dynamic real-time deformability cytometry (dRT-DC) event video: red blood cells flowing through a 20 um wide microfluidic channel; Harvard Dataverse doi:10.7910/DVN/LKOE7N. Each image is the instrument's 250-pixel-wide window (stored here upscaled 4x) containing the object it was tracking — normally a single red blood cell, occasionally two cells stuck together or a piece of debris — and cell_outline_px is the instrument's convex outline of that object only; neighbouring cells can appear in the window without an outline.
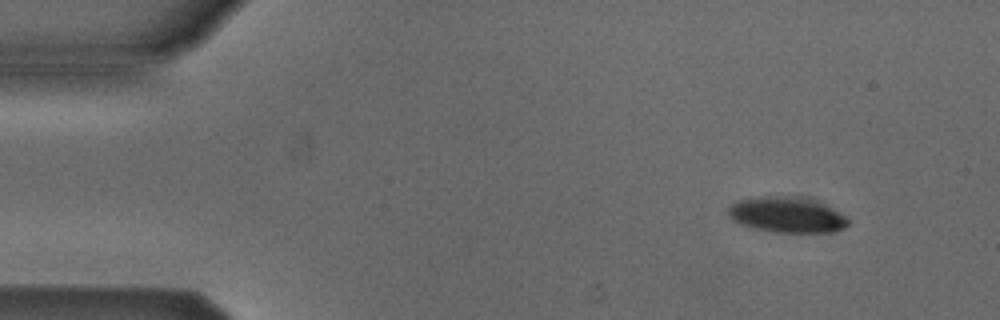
{"species": "Egyptian fruit bat (a non-hibernating species)", "species_latin": "Rousettus aegyptiacus", "temperature_condition": "cold", "stored_images_in_passage": 4, "camera_frame_rate_fps": 3000, "um_per_image_px": 0.085, "animal": {"sex": "male"}, "frame": {"image": 1, "passage_image": 2, "time_ms": 1.333, "image_size_px": [1000, 320], "cell_outline_px": [[848, 224], [844, 228], [832, 232], [772, 232], [740, 224], [732, 220], [728, 216], [728, 208], [736, 200], [756, 196], [808, 196], [824, 204], [844, 216], [848, 220]], "centroid_in_image_um": [66.85, 18.23], "position_along_channel_um": 18.2, "area_um2": 25.09}}
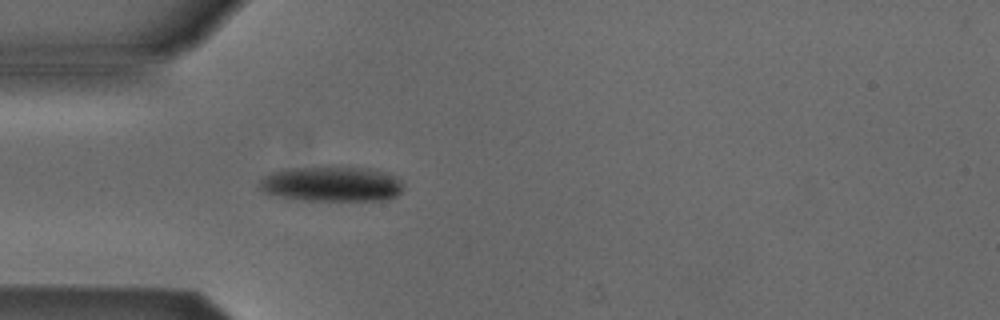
{"frame": {"image": 2, "passage_image": 4, "time_ms": 4.667, "image_size_px": [1000, 320], "cell_outline_px": [[404, 188], [396, 196], [388, 200], [304, 200], [280, 196], [264, 192], [260, 188], [260, 176], [284, 168], [328, 164], [364, 168], [384, 172], [396, 176], [404, 184]], "centroid_in_image_um": [28.18, 15.59], "position_along_channel_um": 56.8, "area_um2": 30.35}}